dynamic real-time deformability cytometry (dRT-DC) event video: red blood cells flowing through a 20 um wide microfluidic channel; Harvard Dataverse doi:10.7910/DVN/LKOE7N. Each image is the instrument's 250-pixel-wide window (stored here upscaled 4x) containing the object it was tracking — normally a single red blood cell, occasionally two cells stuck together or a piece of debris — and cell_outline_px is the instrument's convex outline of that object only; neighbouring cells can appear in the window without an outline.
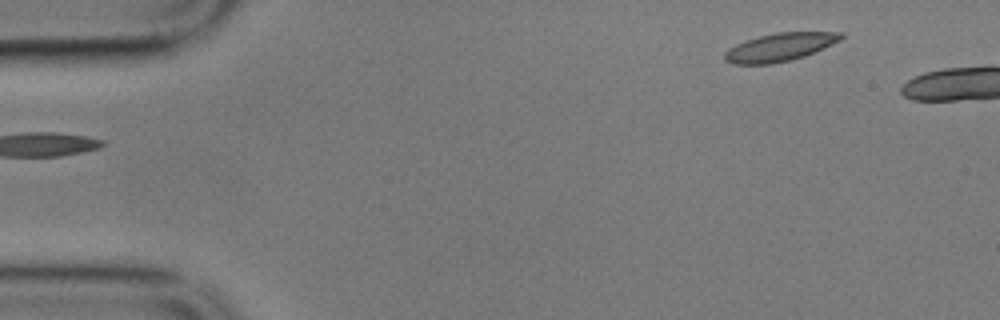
{"species": "common noctule bat (a hibernating species)", "species_latin": "Nyctalus noctula", "temperature_condition": "cold", "stored_images_in_passage": 5, "camera_frame_rate_fps": 3000, "um_per_image_px": 0.085, "animal": {"sex": "male", "body_mass_g": 17.9}, "frame": {"image": 1, "passage_image": 1, "time_ms": 0.0, "image_size_px": [1000, 320], "cell_outline_px": [[844, 36], [840, 40], [824, 48], [804, 56], [792, 60], [772, 64], [732, 64], [724, 60], [724, 52], [728, 48], [736, 44], [760, 36], [776, 32], [844, 32]], "centroid_in_image_um": [66.28, 4.01], "position_along_channel_um": 18.7, "area_um2": 19.07}}